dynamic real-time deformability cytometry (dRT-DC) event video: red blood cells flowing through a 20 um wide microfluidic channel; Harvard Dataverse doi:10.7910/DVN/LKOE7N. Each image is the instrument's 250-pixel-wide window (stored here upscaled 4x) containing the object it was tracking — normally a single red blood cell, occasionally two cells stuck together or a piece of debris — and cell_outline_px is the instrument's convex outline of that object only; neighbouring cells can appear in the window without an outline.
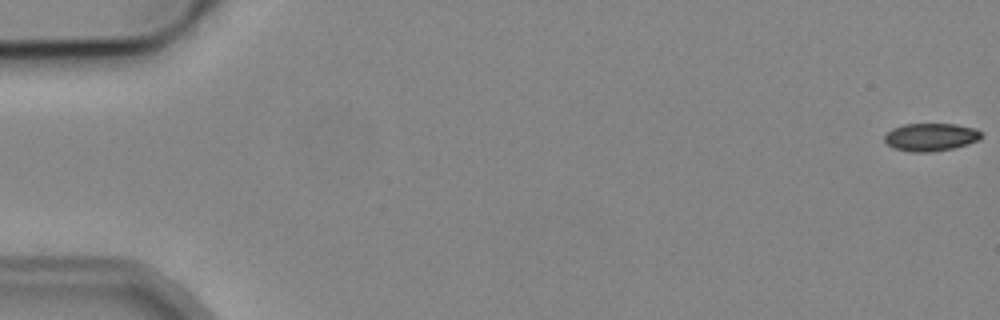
{"species": "common noctule bat (a hibernating species)", "species_latin": "Nyctalus noctula", "temperature_condition": "cold", "stored_images_in_passage": 5, "camera_frame_rate_fps": 3000, "um_per_image_px": 0.085, "animal": {"sex": "male", "body_mass_g": 19.2, "forearm_length_mm": 51.8}, "frame": {"image": 1, "passage_image": 1, "time_ms": 0.0, "image_size_px": [1000, 320], "cell_outline_px": [[984, 136], [980, 140], [968, 144], [952, 148], [932, 152], [912, 152], [892, 148], [884, 140], [884, 136], [892, 128], [904, 124], [956, 124], [976, 128]], "centroid_in_image_um": [79.13, 11.65], "position_along_channel_um": 5.9, "area_um2": 15.84}}